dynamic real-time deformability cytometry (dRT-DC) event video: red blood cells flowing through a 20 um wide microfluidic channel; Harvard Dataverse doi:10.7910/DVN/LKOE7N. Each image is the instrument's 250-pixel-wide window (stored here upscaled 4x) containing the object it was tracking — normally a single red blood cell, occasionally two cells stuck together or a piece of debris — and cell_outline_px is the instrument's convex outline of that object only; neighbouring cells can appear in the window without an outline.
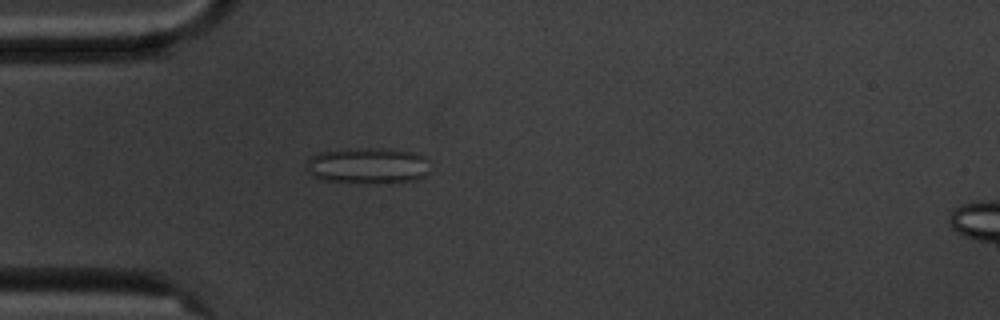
{"species": "common noctule bat (a hibernating species)", "species_latin": "Nyctalus noctula", "temperature_condition": "cold", "stored_images_in_passage": 4, "camera_frame_rate_fps": 3000, "um_per_image_px": 0.085, "animal": {"sex": "male", "body_mass_g": 20.1, "forearm_length_mm": 53.5}, "frame": {"image": 1, "passage_image": 4, "time_ms": 3.333, "image_size_px": [1000, 320], "cell_outline_px": [[428, 172], [424, 176], [416, 180], [324, 180], [312, 176], [304, 168], [308, 160], [316, 152], [348, 148], [388, 148], [416, 152], [424, 156], [428, 160]], "centroid_in_image_um": [31.24, 14.0], "position_along_channel_um": 53.8, "area_um2": 25.32}}